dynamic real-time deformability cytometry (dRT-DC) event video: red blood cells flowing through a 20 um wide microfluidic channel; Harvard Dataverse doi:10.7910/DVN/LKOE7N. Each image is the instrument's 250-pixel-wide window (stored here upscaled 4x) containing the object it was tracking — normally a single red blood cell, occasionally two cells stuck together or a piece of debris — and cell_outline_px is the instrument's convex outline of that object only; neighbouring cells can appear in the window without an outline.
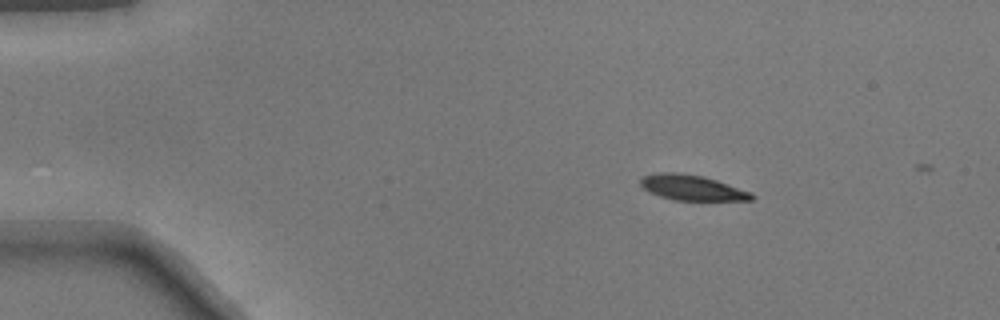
{"species": "common noctule bat (a hibernating species)", "species_latin": "Nyctalus noctula", "temperature_condition": "warm", "stored_images_in_passage": 5, "camera_frame_rate_fps": 3000, "um_per_image_px": 0.085, "animal": {"sex": "male", "body_mass_g": 17.9}, "frame": {"image": 1, "passage_image": 1, "time_ms": 0.0, "image_size_px": [1000, 320], "cell_outline_px": [[756, 196], [752, 200], [676, 200], [660, 196], [648, 192], [640, 184], [640, 180], [644, 176], [656, 172], [676, 172], [704, 176], [752, 192]], "centroid_in_image_um": [58.82, 15.94], "position_along_channel_um": 26.2, "area_um2": 16.42}}